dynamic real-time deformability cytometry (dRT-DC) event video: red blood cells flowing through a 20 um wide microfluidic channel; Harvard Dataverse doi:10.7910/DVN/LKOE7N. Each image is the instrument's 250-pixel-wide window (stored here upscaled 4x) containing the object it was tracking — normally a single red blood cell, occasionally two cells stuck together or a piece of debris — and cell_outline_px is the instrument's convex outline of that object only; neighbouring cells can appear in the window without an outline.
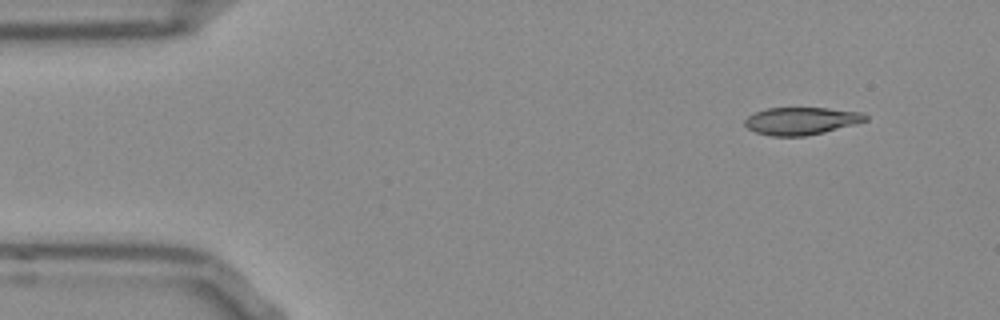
{"species": "Egyptian fruit bat (a non-hibernating species)", "species_latin": "Rousettus aegyptiacus", "temperature_condition": "room temperature", "stored_images_in_passage": 48, "camera_frame_rate_fps": 3000, "um_per_image_px": 0.085, "frame": {"image": 1, "passage_image": 1, "time_ms": 0.0, "image_size_px": [1000, 320], "cell_outline_px": [[868, 120], [824, 132], [804, 136], [772, 136], [756, 132], [748, 128], [744, 124], [744, 120], [748, 116], [756, 112], [768, 108], [828, 108], [860, 112], [868, 116]], "centroid_in_image_um": [68.09, 10.27], "position_along_channel_um": 16.9, "area_um2": 19.13}}
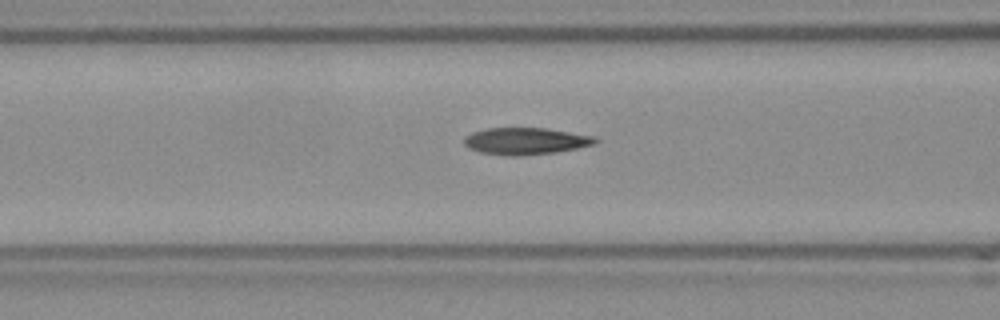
{"frame": {"image": 2, "passage_image": 16, "time_ms": 5.0, "image_size_px": [1000, 320], "cell_outline_px": [[600, 140], [596, 144], [556, 152], [516, 156], [508, 156], [480, 152], [468, 148], [464, 144], [464, 136], [472, 132], [488, 128], [544, 128], [592, 136]], "centroid_in_image_um": [44.64, 11.99], "position_along_channel_um": 122.0, "area_um2": 20.46}}
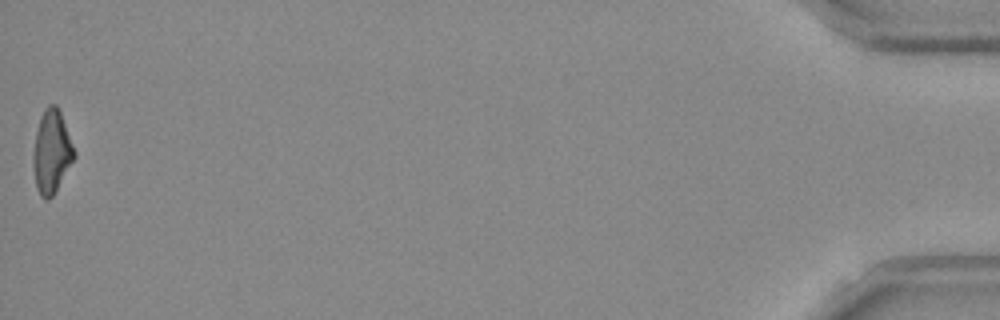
{"frame": {"image": 3, "passage_image": 48, "time_ms": 15.667, "image_size_px": [1000, 320], "cell_outline_px": [[76, 156], [52, 196], [48, 200], [44, 200], [40, 196], [36, 188], [32, 164], [32, 156], [36, 132], [40, 116], [44, 108], [48, 104], [56, 104], [60, 112], [76, 152]], "centroid_in_image_um": [4.37, 12.9], "position_along_channel_um": 430.8, "area_um2": 19.94}, "authors_computed_cell_mechanics": {"area_um2": 19.9988, "velocity_mm_per_s": 3.8675, "shape_relaxation_time_tau1_ms": 6.1286, "shape_relaxation_time_tau2_ms": 2.1582, "deformation_change_tau1": 0.1934, "deformation_change_tau2": 0.1061}}